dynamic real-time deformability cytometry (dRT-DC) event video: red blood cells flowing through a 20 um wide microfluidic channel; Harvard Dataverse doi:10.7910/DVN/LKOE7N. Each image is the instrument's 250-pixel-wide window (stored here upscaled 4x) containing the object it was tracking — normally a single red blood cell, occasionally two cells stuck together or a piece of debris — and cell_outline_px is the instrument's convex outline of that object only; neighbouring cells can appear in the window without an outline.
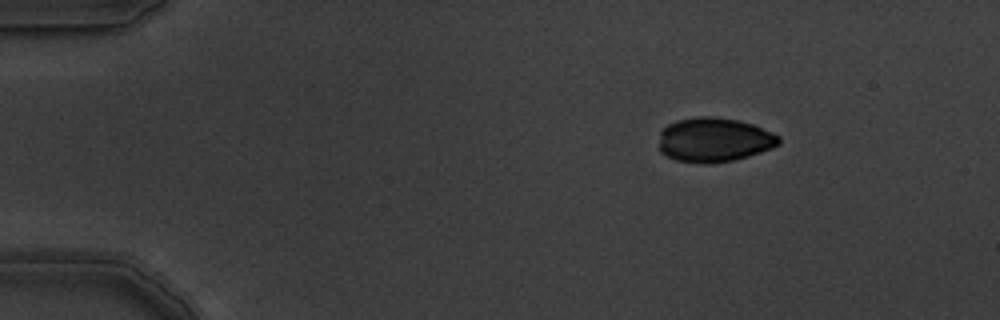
{"species": "common noctule bat (a hibernating species)", "species_latin": "Nyctalus noctula", "temperature_condition": "warm", "stored_images_in_passage": 4, "camera_frame_rate_fps": 3000, "um_per_image_px": 0.085, "animal": {"sex": "male", "body_mass_g": 19.5, "forearm_length_mm": 54.6}, "frame": {"image": 1, "passage_image": 1, "time_ms": 0.0, "image_size_px": [1000, 320], "cell_outline_px": [[780, 144], [772, 148], [736, 160], [708, 164], [700, 164], [676, 160], [660, 152], [660, 132], [668, 124], [676, 120], [700, 116], [716, 116], [740, 120], [752, 124], [772, 132], [780, 136]], "centroid_in_image_um": [60.71, 11.88], "position_along_channel_um": 24.3, "area_um2": 31.27}}